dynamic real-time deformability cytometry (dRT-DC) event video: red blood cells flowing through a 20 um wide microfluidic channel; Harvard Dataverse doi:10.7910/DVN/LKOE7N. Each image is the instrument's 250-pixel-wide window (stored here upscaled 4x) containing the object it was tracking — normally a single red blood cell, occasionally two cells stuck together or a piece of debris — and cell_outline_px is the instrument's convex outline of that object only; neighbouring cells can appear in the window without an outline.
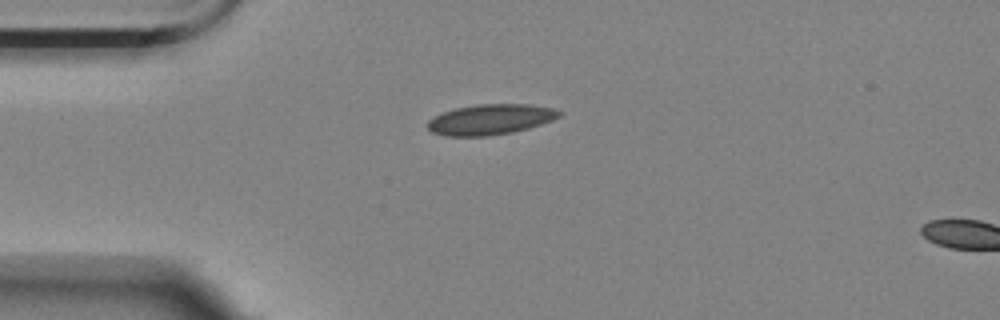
{"species": "Egyptian fruit bat (a non-hibernating species)", "species_latin": "Rousettus aegyptiacus", "temperature_condition": "room temperature", "stored_images_in_passage": 2, "camera_frame_rate_fps": 3000, "um_per_image_px": 0.085, "animal": {"sex": "female"}, "frame": {"image": 1, "passage_image": 1, "time_ms": 0.0, "image_size_px": [1000, 320], "cell_outline_px": [[564, 112], [560, 116], [552, 120], [528, 128], [512, 132], [488, 136], [444, 136], [432, 132], [428, 128], [428, 120], [444, 112], [456, 108], [480, 104], [528, 104], [552, 108]], "centroid_in_image_um": [41.7, 10.15], "position_along_channel_um": 43.3, "area_um2": 23.18}}